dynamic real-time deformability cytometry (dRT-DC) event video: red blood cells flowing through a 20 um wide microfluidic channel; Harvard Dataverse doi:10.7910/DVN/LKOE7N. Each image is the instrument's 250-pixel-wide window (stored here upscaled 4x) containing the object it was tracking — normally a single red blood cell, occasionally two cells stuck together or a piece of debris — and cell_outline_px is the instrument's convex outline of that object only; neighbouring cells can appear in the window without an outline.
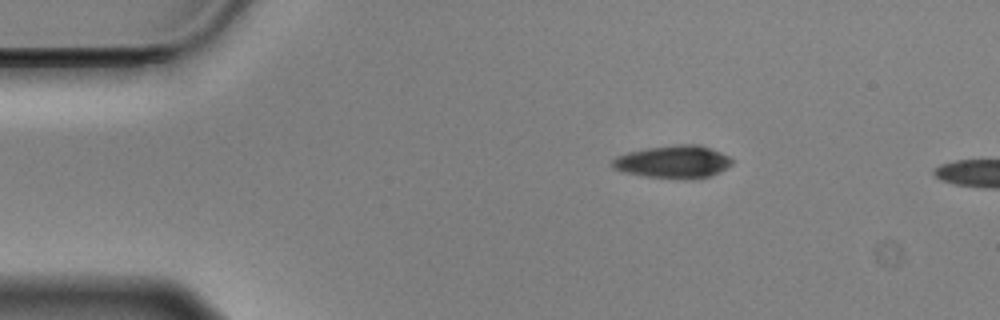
{"species": "Egyptian fruit bat (a non-hibernating species)", "species_latin": "Rousettus aegyptiacus", "temperature_condition": "cold", "stored_images_in_passage": 14, "camera_frame_rate_fps": 3000, "um_per_image_px": 0.085, "animal": {"sex": "male"}, "frame": {"image": 1, "passage_image": 10, "time_ms": 3.0, "image_size_px": [1000, 320], "cell_outline_px": [[732, 164], [720, 172], [708, 176], [692, 180], [644, 176], [624, 172], [612, 168], [612, 160], [616, 156], [628, 152], [648, 148], [676, 144], [700, 144], [720, 152], [728, 156], [732, 160]], "centroid_in_image_um": [57.23, 13.76], "position_along_channel_um": 27.8, "area_um2": 22.89}}